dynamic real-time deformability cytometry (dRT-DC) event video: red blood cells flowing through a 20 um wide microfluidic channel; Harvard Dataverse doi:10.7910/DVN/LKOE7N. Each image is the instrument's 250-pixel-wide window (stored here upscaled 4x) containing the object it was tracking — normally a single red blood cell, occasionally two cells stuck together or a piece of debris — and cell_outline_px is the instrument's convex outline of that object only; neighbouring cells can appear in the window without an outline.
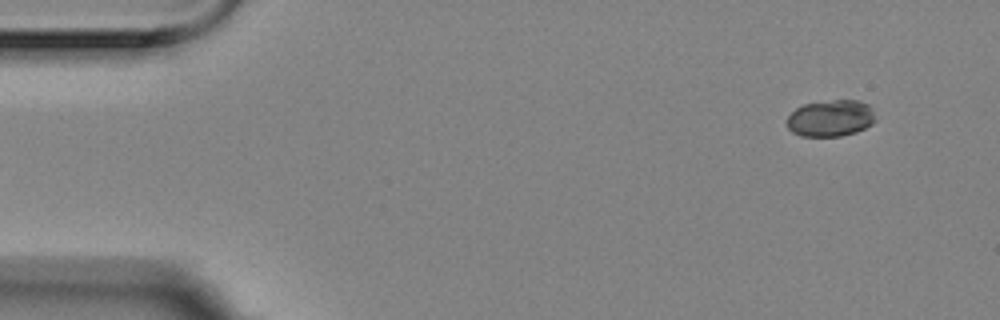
{"species": "Egyptian fruit bat (a non-hibernating species)", "species_latin": "Rousettus aegyptiacus", "temperature_condition": "room temperature", "stored_images_in_passage": 4, "camera_frame_rate_fps": 3000, "um_per_image_px": 0.085, "animal": {"sex": "female"}, "frame": {"image": 1, "passage_image": 4, "time_ms": 1.0, "image_size_px": [1000, 320], "cell_outline_px": [[876, 120], [872, 124], [856, 132], [840, 136], [800, 136], [792, 132], [788, 128], [788, 116], [796, 108], [804, 104], [832, 100], [860, 100], [868, 104], [872, 108]], "centroid_in_image_um": [70.62, 10.05], "position_along_channel_um": 14.4, "area_um2": 18.9}}